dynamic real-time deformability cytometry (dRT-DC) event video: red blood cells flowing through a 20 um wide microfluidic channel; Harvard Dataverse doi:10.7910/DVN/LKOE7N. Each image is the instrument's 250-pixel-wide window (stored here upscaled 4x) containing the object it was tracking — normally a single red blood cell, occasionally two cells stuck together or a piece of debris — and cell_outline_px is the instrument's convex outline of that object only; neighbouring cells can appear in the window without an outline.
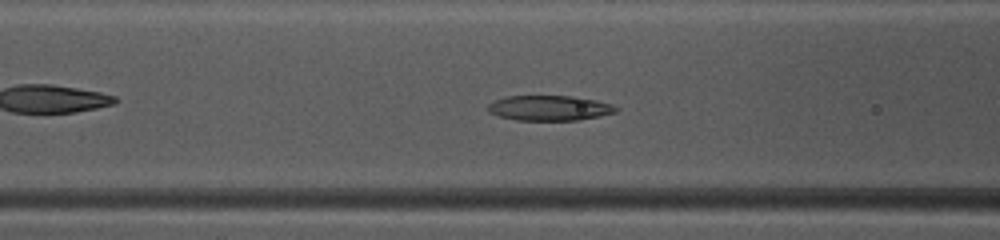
{"species": "common noctule bat (a hibernating species)", "species_latin": "Nyctalus noctula", "temperature_condition": "warm", "stored_images_in_passage": 37, "camera_frame_rate_fps": 3000, "um_per_image_px": 0.085, "animal": {"sex": "female", "body_mass_g": 10.0, "forearm_length_mm": 53.1}, "frame": {"image": 1, "passage_image": 8, "time_ms": 2.333, "image_size_px": [1000, 240], "cell_outline_px": [[620, 108], [616, 112], [600, 116], [580, 120], [516, 120], [500, 116], [488, 112], [488, 104], [496, 100], [508, 96], [568, 96], [596, 100], [612, 104]], "centroid_in_image_um": [46.73, 9.18], "position_along_channel_um": 119.9, "area_um2": 18.67}}
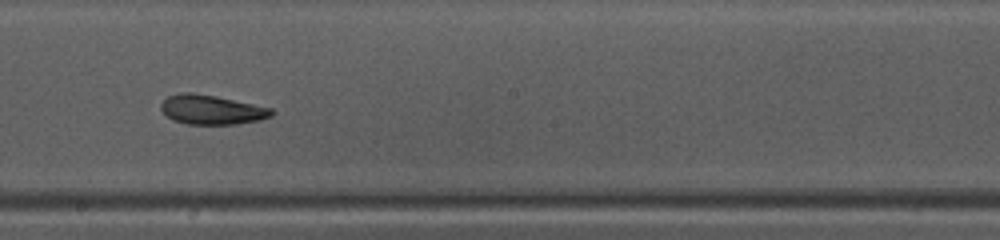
{"frame": {"image": 2, "passage_image": 16, "time_ms": 5.0, "image_size_px": [1000, 240], "cell_outline_px": [[276, 112], [272, 116], [260, 120], [236, 124], [188, 124], [172, 120], [160, 108], [160, 104], [168, 96], [180, 92], [192, 92], [216, 96], [272, 108]], "centroid_in_image_um": [18.0, 9.32], "position_along_channel_um": 230.2, "area_um2": 19.02}}
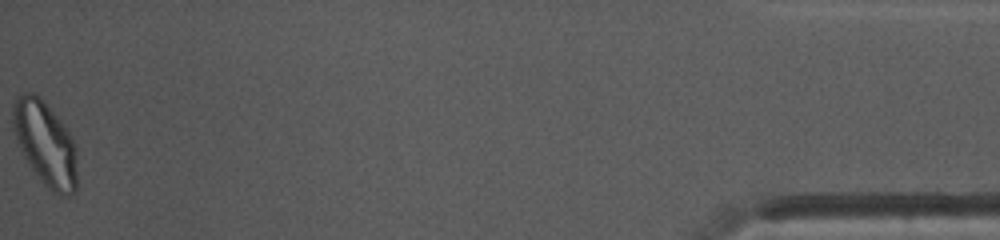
{"frame": {"image": 3, "passage_image": 37, "time_ms": 12.0, "image_size_px": [1000, 240], "cell_outline_px": [[76, 192], [68, 196], [60, 196], [52, 192], [44, 184], [32, 168], [16, 140], [12, 128], [12, 104], [24, 92], [32, 92], [40, 96], [64, 124], [72, 136], [76, 144]], "centroid_in_image_um": [3.87, 12.19], "position_along_channel_um": 431.3, "area_um2": 31.67}, "authors_computed_cell_mechanics": {"area_um2": 19.7098, "velocity_mm_per_s": 4.1351, "shape_relaxation_time_tau1_ms": 6.1914, "shape_relaxation_time_tau2_ms": 3.2201, "deformation_change_tau1": 0.1892, "deformation_change_tau2": 0.0952}}